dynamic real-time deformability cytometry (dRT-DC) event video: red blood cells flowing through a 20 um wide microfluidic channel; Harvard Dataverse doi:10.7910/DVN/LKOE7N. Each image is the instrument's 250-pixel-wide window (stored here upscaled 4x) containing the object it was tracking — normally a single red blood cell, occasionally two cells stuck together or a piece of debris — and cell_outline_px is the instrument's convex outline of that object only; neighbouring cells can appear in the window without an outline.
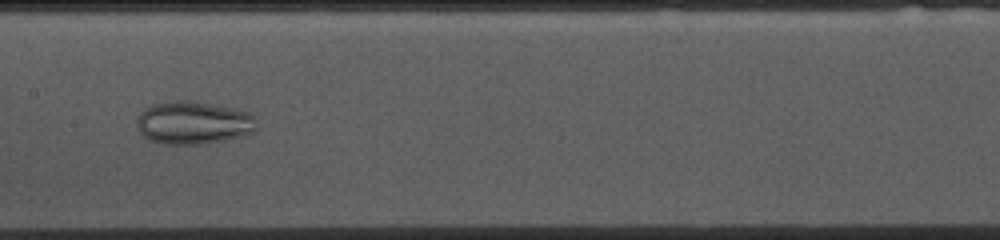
{"species": "common noctule bat (a hibernating species)", "species_latin": "Nyctalus noctula", "temperature_condition": "cold", "stored_images_in_passage": 53, "camera_frame_rate_fps": 3000, "um_per_image_px": 0.085, "animal": {"sex": "female", "body_mass_g": 10.0, "forearm_length_mm": 53.1}, "frame": {"image": 1, "passage_image": 25, "time_ms": 8.0, "image_size_px": [1000, 240], "cell_outline_px": [[256, 128], [248, 136], [204, 144], [164, 144], [148, 140], [140, 132], [136, 124], [136, 116], [144, 108], [152, 104], [176, 100], [188, 100], [212, 104], [232, 108], [248, 112], [252, 116]], "centroid_in_image_um": [16.4, 10.44], "position_along_channel_um": 191.0, "area_um2": 30.23}}
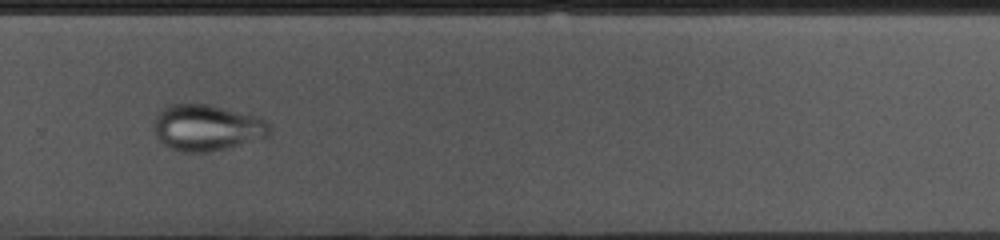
{"frame": {"image": 2, "passage_image": 35, "time_ms": 11.333, "image_size_px": [1000, 240], "cell_outline_px": [[268, 136], [224, 148], [208, 152], [184, 152], [172, 148], [164, 144], [156, 136], [156, 116], [168, 104], [208, 104], [256, 116], [268, 120]], "centroid_in_image_um": [17.58, 10.84], "position_along_channel_um": 312.2, "area_um2": 30.4}}
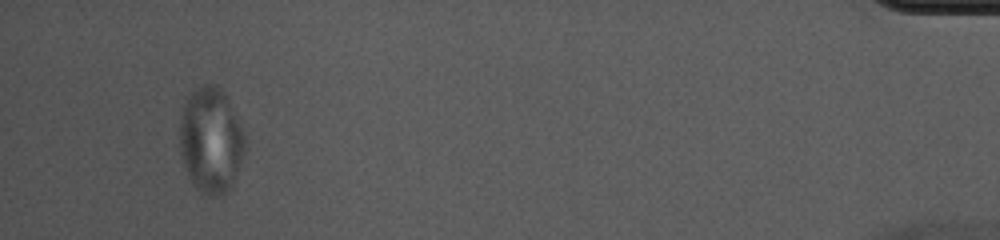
{"frame": {"image": 3, "passage_image": 50, "time_ms": 16.333, "image_size_px": [1000, 240], "cell_outline_px": [[244, 152], [228, 192], [216, 196], [208, 196], [200, 192], [192, 184], [184, 164], [180, 152], [180, 116], [188, 92], [200, 84], [216, 84], [224, 92], [244, 132]], "centroid_in_image_um": [17.89, 11.88], "position_along_channel_um": 417.3, "area_um2": 40.11}}